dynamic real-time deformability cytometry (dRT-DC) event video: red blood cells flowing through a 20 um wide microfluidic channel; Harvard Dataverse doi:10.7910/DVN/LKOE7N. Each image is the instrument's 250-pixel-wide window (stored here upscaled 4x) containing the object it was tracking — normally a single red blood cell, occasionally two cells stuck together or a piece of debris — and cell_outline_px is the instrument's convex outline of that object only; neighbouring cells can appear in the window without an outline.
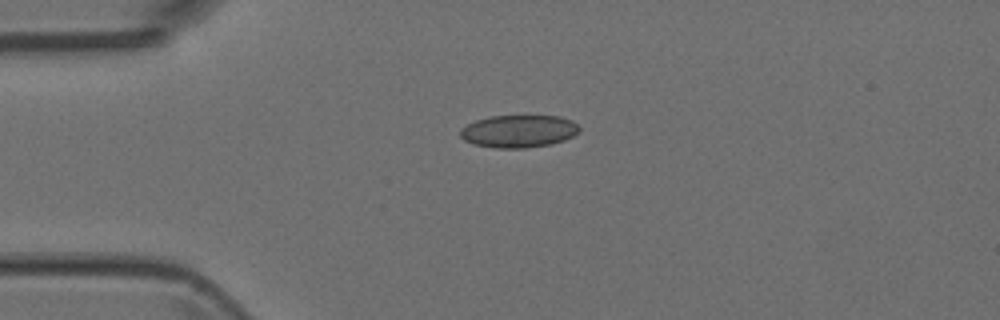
{"species": "Egyptian fruit bat (a non-hibernating species)", "species_latin": "Rousettus aegyptiacus", "temperature_condition": "room temperature", "stored_images_in_passage": 3, "camera_frame_rate_fps": 3000, "um_per_image_px": 0.085, "animal": {"sex": "female"}, "frame": {"image": 1, "passage_image": 1, "time_ms": 0.0, "image_size_px": [1000, 320], "cell_outline_px": [[580, 132], [564, 140], [552, 144], [524, 148], [496, 148], [472, 144], [464, 140], [460, 136], [460, 128], [476, 120], [488, 116], [560, 116], [572, 120], [580, 128]], "centroid_in_image_um": [44.08, 11.15], "position_along_channel_um": 40.9, "area_um2": 22.72}}